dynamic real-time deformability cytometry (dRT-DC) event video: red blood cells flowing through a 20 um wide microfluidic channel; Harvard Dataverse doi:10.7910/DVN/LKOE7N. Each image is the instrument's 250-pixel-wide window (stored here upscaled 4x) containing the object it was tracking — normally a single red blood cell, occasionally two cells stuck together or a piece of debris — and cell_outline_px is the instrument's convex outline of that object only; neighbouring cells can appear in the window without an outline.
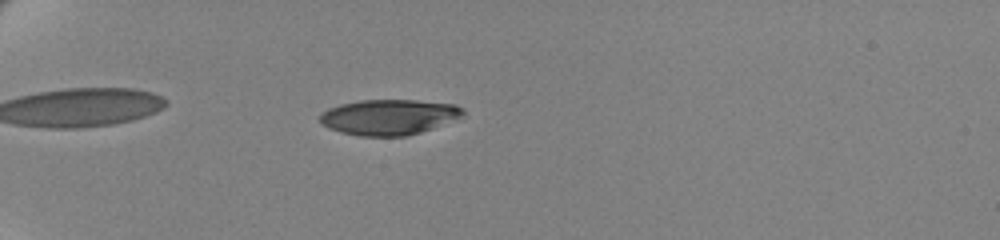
{"species": "human", "species_latin": "Homo sapiens", "temperature_condition": "cold", "stored_images_in_passage": 62, "camera_frame_rate_fps": 3000, "um_per_image_px": 0.085, "donor": {"sex": "female"}, "frame": {"image": 1, "passage_image": 21, "time_ms": 6.667, "image_size_px": [1000, 240], "cell_outline_px": [[464, 112], [460, 116], [432, 128], [420, 132], [404, 136], [360, 136], [340, 132], [328, 128], [320, 124], [320, 116], [328, 108], [340, 104], [360, 100], [416, 100], [456, 104], [464, 108]], "centroid_in_image_um": [33.02, 9.94], "position_along_channel_um": 52.0, "area_um2": 29.42}}
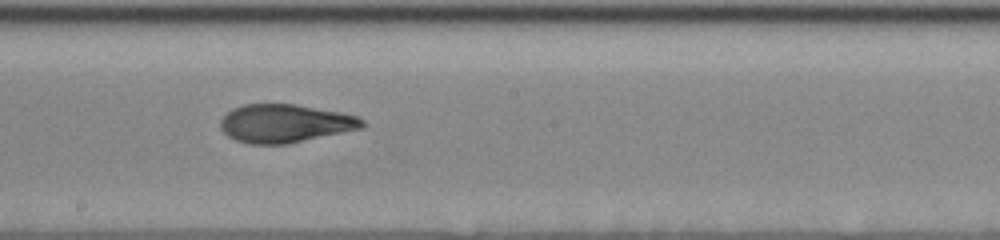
{"frame": {"image": 2, "passage_image": 39, "time_ms": 12.667, "image_size_px": [1000, 240], "cell_outline_px": [[368, 124], [364, 128], [288, 144], [248, 144], [236, 140], [228, 136], [220, 128], [220, 120], [232, 108], [244, 104], [296, 104], [340, 112], [356, 116], [364, 120]], "centroid_in_image_um": [24.25, 10.49], "position_along_channel_um": 224.0, "area_um2": 31.85}}
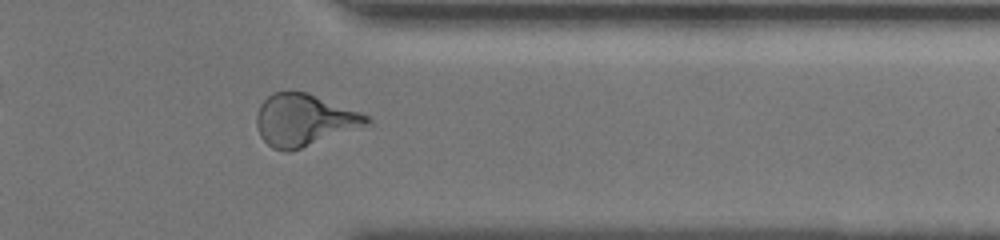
{"frame": {"image": 3, "passage_image": 53, "time_ms": 17.333, "image_size_px": [1000, 240], "cell_outline_px": [[372, 124], [288, 152], [284, 152], [272, 148], [260, 136], [256, 124], [256, 116], [260, 104], [272, 92], [308, 92], [360, 112], [368, 116], [372, 120]], "centroid_in_image_um": [25.85, 10.2], "position_along_channel_um": 385.5, "area_um2": 33.29}, "authors_computed_cell_mechanics": {"area_um2": 31.5299, "velocity_mm_per_s": 3.4762, "shape_relaxation_time_tau1_ms": 4.9842, "shape_relaxation_time_tau2_ms": 1.8433, "deformation_change_tau1": 0.1695, "deformation_change_tau2": 0.0892}}